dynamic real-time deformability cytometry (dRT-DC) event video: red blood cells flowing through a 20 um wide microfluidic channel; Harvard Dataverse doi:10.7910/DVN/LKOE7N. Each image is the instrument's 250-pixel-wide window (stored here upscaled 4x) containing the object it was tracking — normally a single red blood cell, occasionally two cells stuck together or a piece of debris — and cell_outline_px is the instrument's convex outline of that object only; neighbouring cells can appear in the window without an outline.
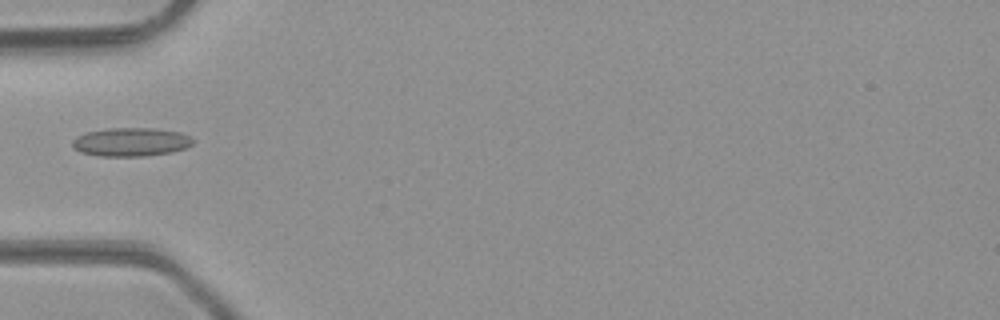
{"species": "common noctule bat (a hibernating species)", "species_latin": "Nyctalus noctula", "temperature_condition": "room temperature", "stored_images_in_passage": 33, "camera_frame_rate_fps": 3000, "um_per_image_px": 0.085, "animal": {"sex": "male", "body_mass_g": 23.1, "forearm_length_mm": 52.7}, "frame": {"image": 1, "passage_image": 1, "time_ms": 0.0, "image_size_px": [1000, 320], "cell_outline_px": [[196, 140], [188, 148], [172, 152], [148, 156], [100, 156], [80, 152], [72, 148], [72, 140], [76, 136], [88, 132], [108, 128], [156, 128], [180, 132]], "centroid_in_image_um": [11.15, 12.07], "position_along_channel_um": 73.9, "area_um2": 20.35}}
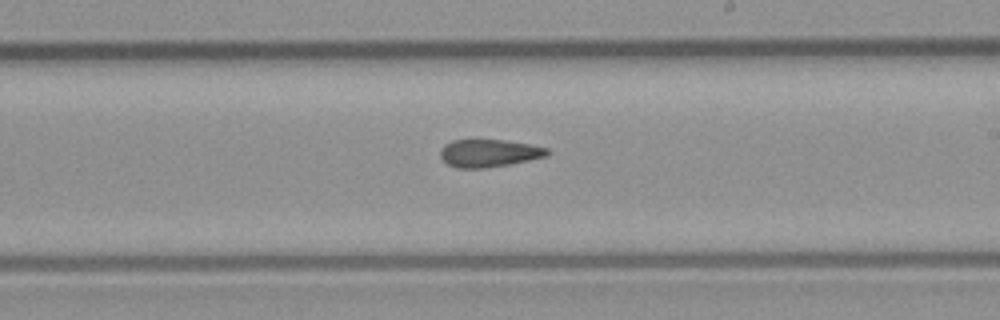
{"frame": {"image": 2, "passage_image": 13, "time_ms": 4.0, "image_size_px": [1000, 320], "cell_outline_px": [[552, 152], [548, 156], [508, 164], [484, 168], [456, 168], [448, 164], [440, 156], [440, 148], [444, 144], [452, 140], [504, 140], [528, 144], [548, 148]], "centroid_in_image_um": [41.56, 13.01], "position_along_channel_um": 247.4, "area_um2": 17.22}}
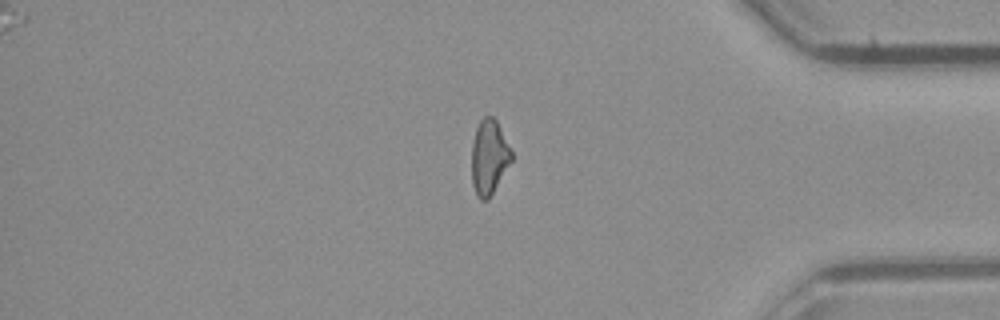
{"frame": {"image": 3, "passage_image": 25, "time_ms": 8.0, "image_size_px": [1000, 320], "cell_outline_px": [[512, 160], [488, 200], [480, 200], [476, 196], [472, 184], [472, 140], [476, 128], [480, 120], [484, 116], [492, 116], [496, 120], [512, 152]], "centroid_in_image_um": [41.55, 13.37], "position_along_channel_um": 393.6, "area_um2": 17.28}}